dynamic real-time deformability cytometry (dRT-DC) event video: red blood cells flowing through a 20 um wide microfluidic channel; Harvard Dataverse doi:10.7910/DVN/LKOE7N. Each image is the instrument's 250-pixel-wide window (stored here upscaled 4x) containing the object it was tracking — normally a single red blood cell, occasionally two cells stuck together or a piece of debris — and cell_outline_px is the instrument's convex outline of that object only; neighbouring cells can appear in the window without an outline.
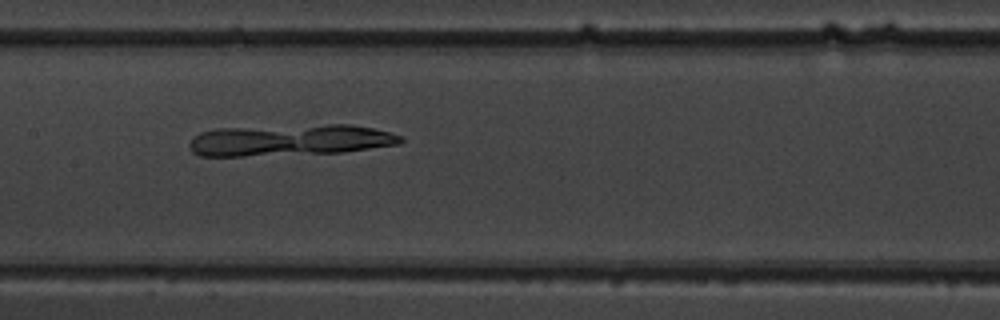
{"species": "common noctule bat (a hibernating species)", "species_latin": "Nyctalus noctula", "temperature_condition": "warm", "stored_images_in_passage": 6, "camera_frame_rate_fps": 3000, "um_per_image_px": 0.085, "animal": {"sex": "male", "body_mass_g": 19.5, "forearm_length_mm": 54.6}, "frame": {"image": 1, "passage_image": 5, "time_ms": 4.667, "image_size_px": [1000, 320], "cell_outline_px": [[404, 140], [400, 144], [340, 152], [244, 156], [200, 156], [192, 152], [188, 144], [192, 136], [200, 132], [216, 128], [328, 124], [352, 124], [372, 128], [388, 132], [400, 136]], "centroid_in_image_um": [24.57, 11.9], "position_along_channel_um": 182.8, "area_um2": 38.73}}